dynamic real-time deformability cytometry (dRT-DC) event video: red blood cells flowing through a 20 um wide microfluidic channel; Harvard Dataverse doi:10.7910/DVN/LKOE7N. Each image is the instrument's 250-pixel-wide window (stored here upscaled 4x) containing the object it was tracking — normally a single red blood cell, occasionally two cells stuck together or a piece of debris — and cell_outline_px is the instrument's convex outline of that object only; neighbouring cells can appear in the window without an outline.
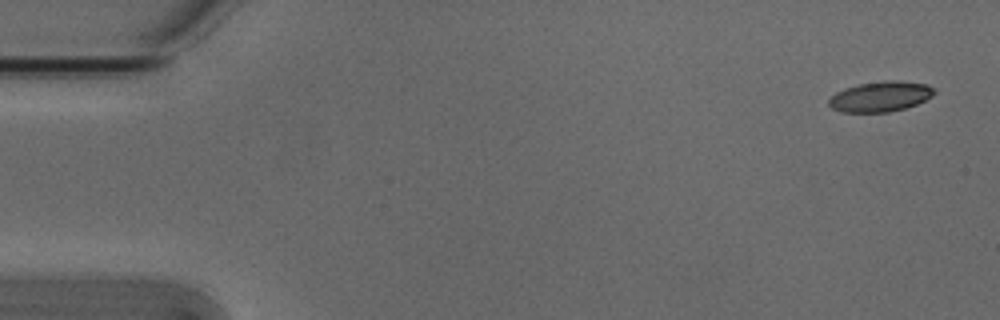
{"species": "Egyptian fruit bat (a non-hibernating species)", "species_latin": "Rousettus aegyptiacus", "temperature_condition": "cold", "stored_images_in_passage": 4, "camera_frame_rate_fps": 3000, "um_per_image_px": 0.085, "animal": {"sex": "male"}, "frame": {"image": 1, "passage_image": 1, "time_ms": 0.0, "image_size_px": [1000, 320], "cell_outline_px": [[936, 92], [932, 96], [916, 104], [904, 108], [888, 112], [840, 112], [832, 108], [828, 104], [828, 100], [836, 92], [844, 88], [860, 84], [884, 80], [896, 80], [928, 84], [936, 88]], "centroid_in_image_um": [74.85, 8.19], "position_along_channel_um": 10.2, "area_um2": 18.67}}
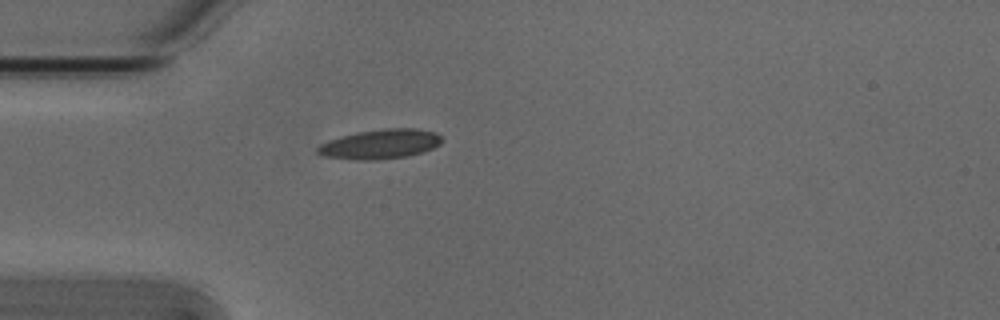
{"frame": {"image": 2, "passage_image": 4, "time_ms": 1.0, "image_size_px": [1000, 320], "cell_outline_px": [[444, 140], [440, 144], [432, 148], [420, 152], [404, 156], [376, 160], [360, 160], [324, 156], [316, 152], [316, 148], [320, 144], [328, 140], [340, 136], [356, 132], [380, 128], [416, 128], [436, 132]], "centroid_in_image_um": [32.3, 12.23], "position_along_channel_um": 52.7, "area_um2": 21.44}}